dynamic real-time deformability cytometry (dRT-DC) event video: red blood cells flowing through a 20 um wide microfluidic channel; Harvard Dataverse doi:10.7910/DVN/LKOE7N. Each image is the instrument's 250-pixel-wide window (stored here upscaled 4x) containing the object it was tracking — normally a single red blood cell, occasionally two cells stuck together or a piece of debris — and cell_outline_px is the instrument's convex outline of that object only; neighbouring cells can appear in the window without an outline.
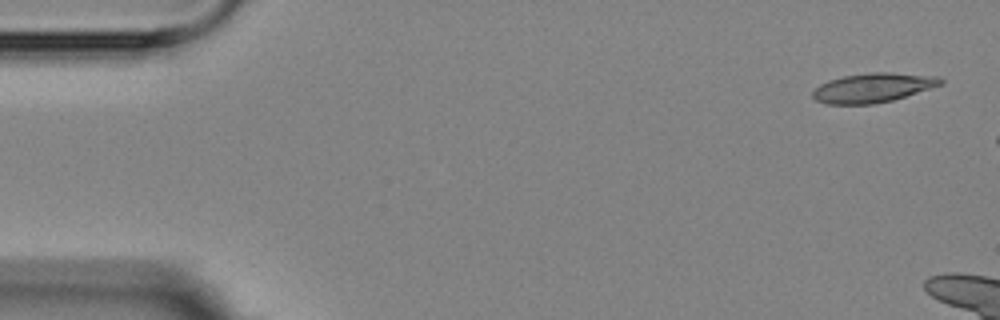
{"species": "Egyptian fruit bat (a non-hibernating species)", "species_latin": "Rousettus aegyptiacus", "temperature_condition": "room temperature", "stored_images_in_passage": 3, "camera_frame_rate_fps": 3000, "um_per_image_px": 0.085, "animal": {"sex": "female"}, "frame": {"image": 1, "passage_image": 1, "time_ms": 0.0, "image_size_px": [1000, 320], "cell_outline_px": [[944, 84], [892, 100], [872, 104], [828, 104], [816, 100], [812, 96], [812, 92], [820, 84], [828, 80], [844, 76], [872, 72], [892, 72], [940, 76], [944, 80]], "centroid_in_image_um": [74.24, 7.44], "position_along_channel_um": 10.8, "area_um2": 21.91}}